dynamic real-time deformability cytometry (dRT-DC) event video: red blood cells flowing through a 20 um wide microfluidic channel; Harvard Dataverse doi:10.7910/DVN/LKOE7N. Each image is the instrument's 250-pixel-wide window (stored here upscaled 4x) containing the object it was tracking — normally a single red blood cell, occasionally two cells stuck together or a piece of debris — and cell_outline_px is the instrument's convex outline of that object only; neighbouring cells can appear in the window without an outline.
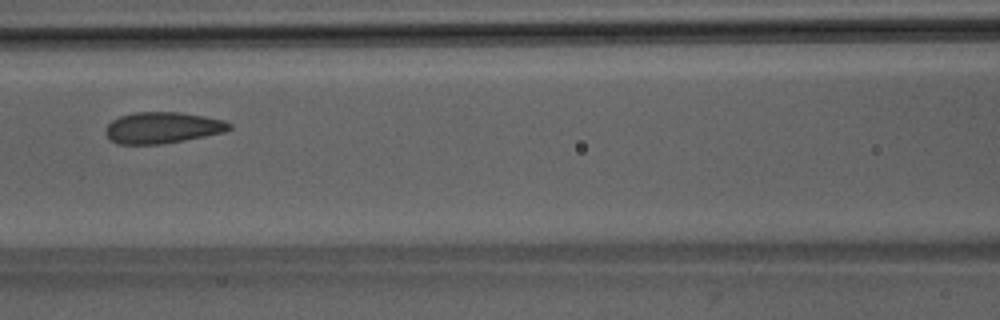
{"species": "Egyptian fruit bat (a non-hibernating species)", "species_latin": "Rousettus aegyptiacus", "temperature_condition": "room temperature", "stored_images_in_passage": 44, "camera_frame_rate_fps": 3000, "um_per_image_px": 0.085, "animal": {"sex": "male"}, "frame": {"image": 1, "passage_image": 18, "time_ms": 5.667, "image_size_px": [1000, 320], "cell_outline_px": [[232, 128], [224, 132], [184, 140], [160, 144], [116, 144], [108, 140], [104, 132], [108, 124], [112, 120], [120, 116], [136, 112], [180, 112], [204, 116], [224, 120], [232, 124]], "centroid_in_image_um": [13.78, 10.86], "position_along_channel_um": 152.8, "area_um2": 22.66}}
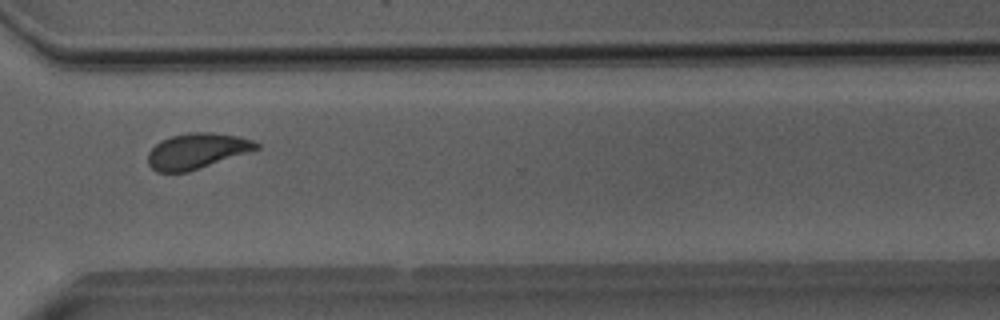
{"frame": {"image": 2, "passage_image": 33, "time_ms": 10.667, "image_size_px": [1000, 320], "cell_outline_px": [[260, 148], [188, 172], [156, 172], [148, 164], [148, 152], [160, 140], [172, 136], [188, 132], [212, 132], [240, 136], [256, 140], [260, 144]], "centroid_in_image_um": [16.75, 12.82], "position_along_channel_um": 353.9, "area_um2": 22.54}}
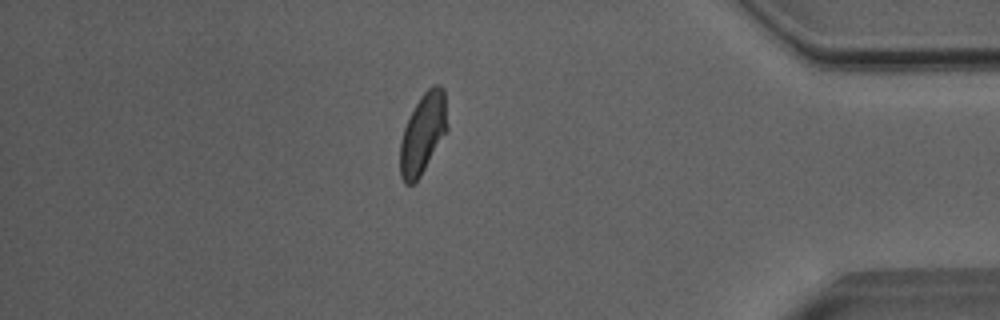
{"frame": {"image": 3, "passage_image": 39, "time_ms": 12.667, "image_size_px": [1000, 320], "cell_outline_px": [[448, 128], [420, 176], [412, 184], [404, 184], [400, 176], [400, 140], [404, 128], [420, 96], [432, 84], [440, 84], [444, 88]], "centroid_in_image_um": [35.95, 11.32], "position_along_channel_um": 399.3, "area_um2": 21.91}, "authors_computed_cell_mechanics": {"area_um2": 22.5998, "velocity_mm_per_s": 4.0304, "shape_relaxation_time_tau1_ms": 5.781, "shape_relaxation_time_tau2_ms": 0.7325, "deformation_change_tau1": 0.1478, "deformation_change_tau2": 0.0651}}